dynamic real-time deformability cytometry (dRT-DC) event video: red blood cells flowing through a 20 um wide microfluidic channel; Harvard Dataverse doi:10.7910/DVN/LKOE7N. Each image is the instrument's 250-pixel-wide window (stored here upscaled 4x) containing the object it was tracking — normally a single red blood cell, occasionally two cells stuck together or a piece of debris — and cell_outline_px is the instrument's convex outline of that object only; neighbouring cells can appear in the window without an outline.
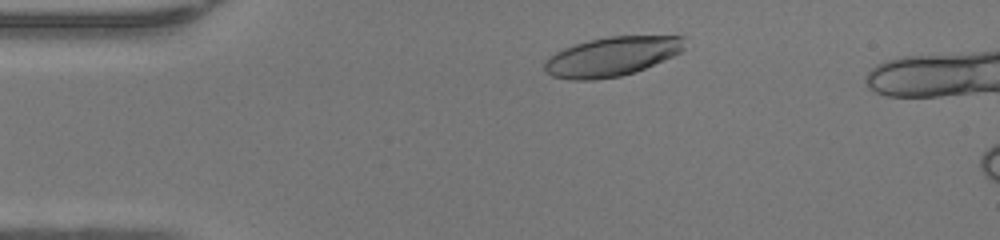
{"species": "human", "species_latin": "Homo sapiens", "temperature_condition": "warm", "stored_images_in_passage": 9, "camera_frame_rate_fps": 3000, "um_per_image_px": 0.085, "donor": {"sex": "female"}, "frame": {"image": 1, "passage_image": 4, "time_ms": 1.0, "image_size_px": [1000, 240], "cell_outline_px": [[688, 36], [684, 48], [680, 52], [672, 56], [636, 72], [620, 76], [592, 80], [568, 80], [552, 76], [544, 72], [544, 60], [556, 52], [564, 48], [588, 40], [608, 36]], "centroid_in_image_um": [51.99, 4.8], "position_along_channel_um": 33.0, "area_um2": 32.25}}